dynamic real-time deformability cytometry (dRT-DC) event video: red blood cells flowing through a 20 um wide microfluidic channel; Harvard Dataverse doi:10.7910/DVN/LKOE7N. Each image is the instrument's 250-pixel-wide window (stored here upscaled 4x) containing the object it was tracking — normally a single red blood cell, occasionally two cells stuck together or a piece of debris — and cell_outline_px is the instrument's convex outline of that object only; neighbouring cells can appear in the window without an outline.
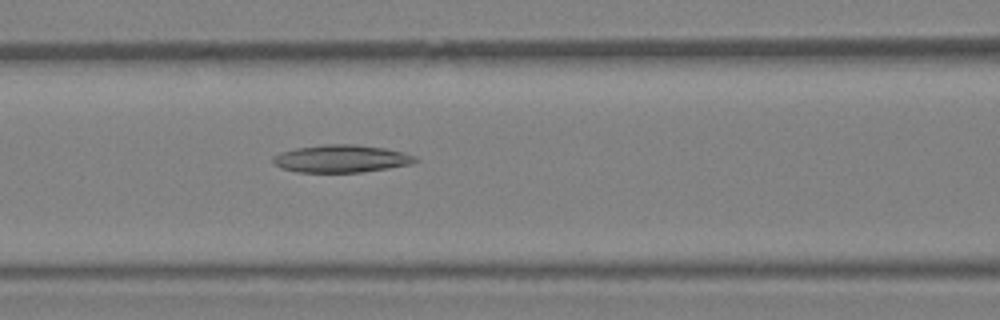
{"species": "Egyptian fruit bat (a non-hibernating species)", "species_latin": "Rousettus aegyptiacus", "temperature_condition": "warm", "stored_images_in_passage": 34, "segment_of_instrument_passage": [1, 2], "camera_frame_rate_fps": 3000, "um_per_image_px": 0.085, "animal": {"sex": "female"}, "frame": {"image": 1, "passage_image": 12, "time_ms": 3.667, "image_size_px": [1000, 320], "cell_outline_px": [[420, 160], [412, 164], [388, 168], [360, 172], [296, 172], [280, 168], [272, 164], [272, 156], [280, 152], [296, 148], [324, 144], [356, 144], [384, 148], [416, 156]], "centroid_in_image_um": [28.96, 13.49], "position_along_channel_um": 137.6, "area_um2": 23.0}}
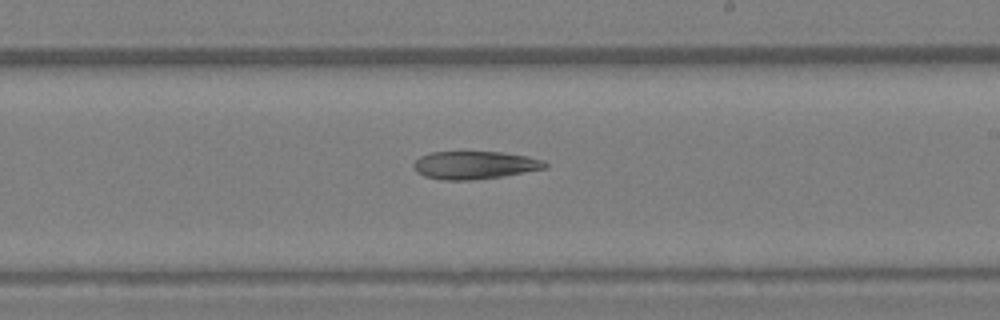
{"frame": {"image": 2, "passage_image": 18, "time_ms": 5.667, "image_size_px": [1000, 320], "cell_outline_px": [[548, 168], [504, 176], [472, 180], [444, 180], [424, 176], [416, 172], [412, 164], [420, 156], [432, 152], [504, 152], [528, 156], [544, 160], [548, 164]], "centroid_in_image_um": [40.38, 14.03], "position_along_channel_um": 248.6, "area_um2": 21.56}}
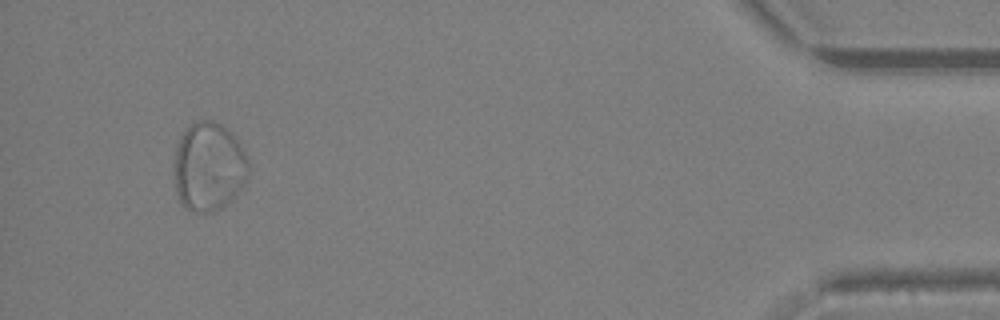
{"frame": {"image": 3, "passage_image": 31, "time_ms": 10.0, "image_size_px": [1000, 320], "cell_outline_px": [[248, 172], [244, 184], [220, 208], [212, 212], [196, 212], [184, 208], [180, 204], [176, 192], [172, 176], [176, 148], [180, 136], [196, 120], [212, 120], [220, 124], [240, 144], [248, 160]], "centroid_in_image_um": [17.68, 14.19], "position_along_channel_um": 417.5, "area_um2": 38.32}}